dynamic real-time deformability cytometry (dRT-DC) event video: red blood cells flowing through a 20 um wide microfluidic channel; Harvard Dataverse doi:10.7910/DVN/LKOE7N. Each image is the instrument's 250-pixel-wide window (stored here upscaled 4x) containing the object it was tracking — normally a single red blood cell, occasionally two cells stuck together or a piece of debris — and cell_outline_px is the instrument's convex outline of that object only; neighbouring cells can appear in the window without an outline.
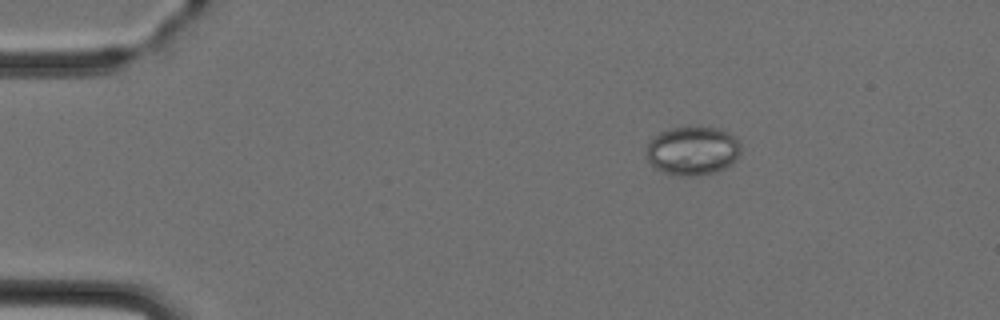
{"species": "Egyptian fruit bat (a non-hibernating species)", "species_latin": "Rousettus aegyptiacus", "temperature_condition": "cold", "stored_images_in_passage": 3, "camera_frame_rate_fps": 3000, "um_per_image_px": 0.085, "animal": {"sex": "female"}, "frame": {"image": 1, "passage_image": 1, "time_ms": 0.0, "image_size_px": [1000, 320], "cell_outline_px": [[740, 152], [736, 160], [732, 164], [716, 172], [696, 176], [680, 176], [664, 172], [656, 168], [648, 160], [648, 140], [660, 132], [672, 128], [720, 128], [728, 132], [740, 144]], "centroid_in_image_um": [58.88, 12.83], "position_along_channel_um": 26.1, "area_um2": 26.59}}